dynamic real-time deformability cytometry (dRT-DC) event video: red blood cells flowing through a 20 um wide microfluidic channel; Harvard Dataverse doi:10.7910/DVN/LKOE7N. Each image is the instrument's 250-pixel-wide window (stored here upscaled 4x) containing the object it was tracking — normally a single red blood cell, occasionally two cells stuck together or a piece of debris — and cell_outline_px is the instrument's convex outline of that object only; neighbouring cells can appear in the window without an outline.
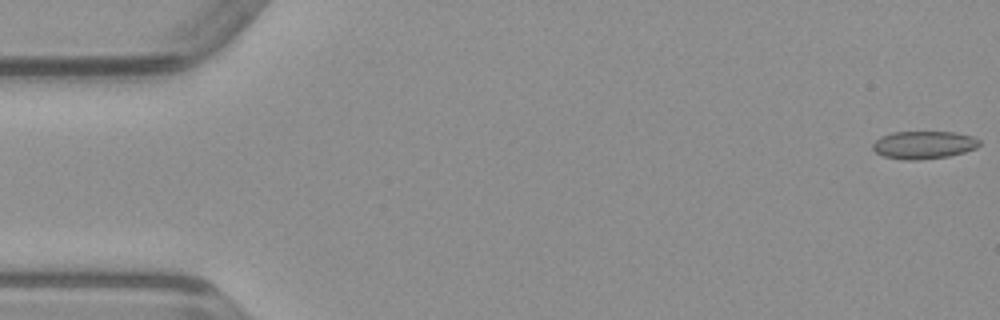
{"species": "common noctule bat (a hibernating species)", "species_latin": "Nyctalus noctula", "temperature_condition": "warm", "stored_images_in_passage": 50, "camera_frame_rate_fps": 3000, "um_per_image_px": 0.085, "animal": {"sex": "male", "body_mass_g": 23.1, "forearm_length_mm": 52.7}, "frame": {"image": 1, "passage_image": 1, "time_ms": 0.0, "image_size_px": [1000, 320], "cell_outline_px": [[980, 144], [976, 148], [964, 152], [948, 156], [920, 160], [904, 160], [884, 156], [876, 152], [872, 148], [872, 144], [880, 136], [892, 132], [956, 132], [972, 136], [980, 140]], "centroid_in_image_um": [78.51, 12.31], "position_along_channel_um": 6.5, "area_um2": 17.34}}
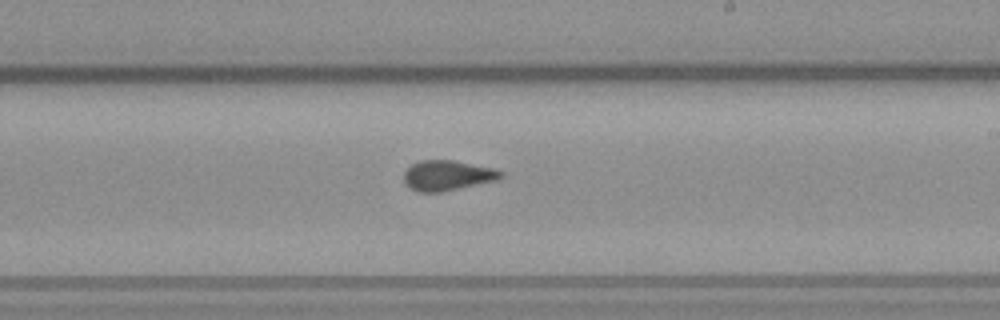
{"frame": {"image": 2, "passage_image": 29, "time_ms": 9.333, "image_size_px": [1000, 320], "cell_outline_px": [[504, 176], [496, 180], [440, 192], [420, 192], [408, 188], [404, 184], [404, 172], [412, 164], [420, 160], [452, 160], [496, 168], [504, 172]], "centroid_in_image_um": [38.02, 14.91], "position_along_channel_um": 251.0, "area_um2": 17.11}}
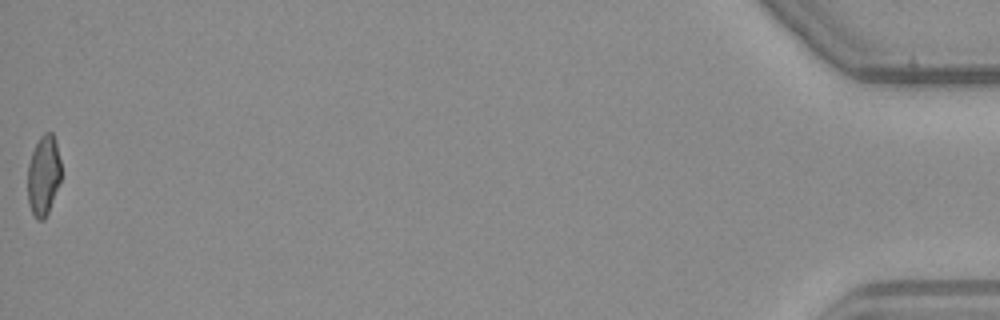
{"frame": {"image": 3, "passage_image": 50, "time_ms": 16.333, "image_size_px": [1000, 320], "cell_outline_px": [[60, 180], [48, 212], [44, 220], [36, 220], [28, 204], [28, 164], [32, 152], [40, 136], [44, 132], [52, 132], [56, 144], [60, 160]], "centroid_in_image_um": [3.68, 14.92], "position_along_channel_um": 431.5, "area_um2": 15.43}}